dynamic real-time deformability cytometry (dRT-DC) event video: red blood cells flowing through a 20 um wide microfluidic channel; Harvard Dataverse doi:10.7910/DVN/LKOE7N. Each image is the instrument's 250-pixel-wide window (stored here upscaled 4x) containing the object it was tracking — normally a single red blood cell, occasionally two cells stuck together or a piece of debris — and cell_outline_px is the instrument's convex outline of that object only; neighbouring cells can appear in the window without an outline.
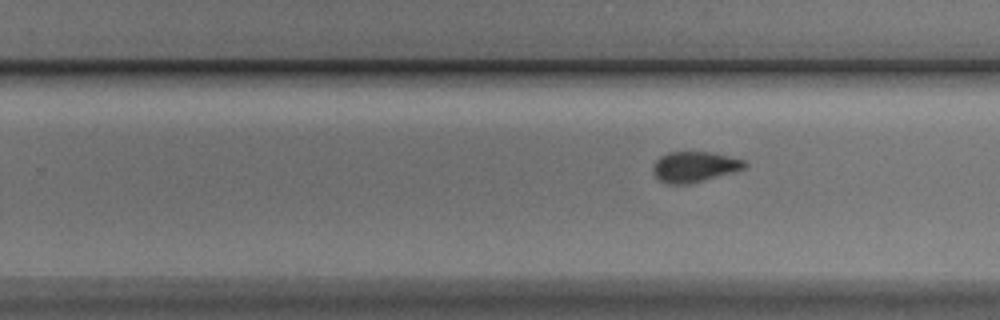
{"species": "Egyptian fruit bat (a non-hibernating species)", "species_latin": "Rousettus aegyptiacus", "temperature_condition": "cold", "stored_images_in_passage": 15, "camera_frame_rate_fps": 3000, "um_per_image_px": 0.085, "animal": {"sex": "male"}, "frame": {"image": 1, "passage_image": 10, "time_ms": 11.333, "image_size_px": [1000, 320], "cell_outline_px": [[748, 164], [744, 168], [732, 172], [688, 184], [668, 184], [660, 180], [652, 172], [652, 168], [656, 160], [660, 156], [668, 152], [708, 152], [744, 160]], "centroid_in_image_um": [58.98, 14.17], "position_along_channel_um": 270.8, "area_um2": 16.01}}
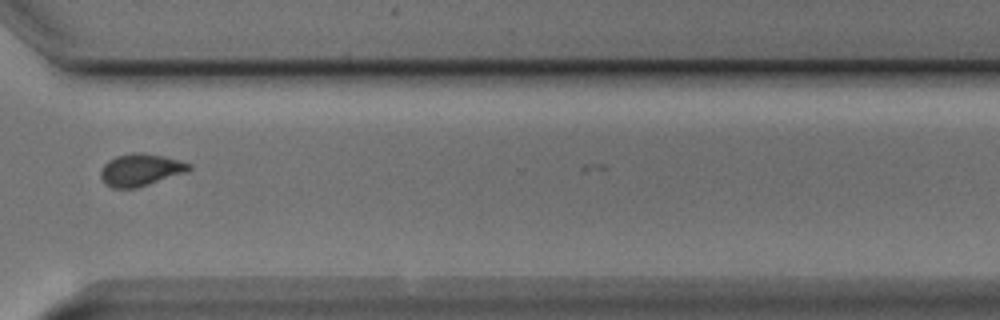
{"frame": {"image": 2, "passage_image": 12, "time_ms": 13.667, "image_size_px": [1000, 320], "cell_outline_px": [[192, 168], [184, 172], [136, 188], [112, 188], [100, 176], [100, 172], [104, 164], [108, 160], [116, 156], [132, 152], [136, 152], [164, 156], [192, 164]], "centroid_in_image_um": [11.93, 14.42], "position_along_channel_um": 358.7, "area_um2": 16.24}}